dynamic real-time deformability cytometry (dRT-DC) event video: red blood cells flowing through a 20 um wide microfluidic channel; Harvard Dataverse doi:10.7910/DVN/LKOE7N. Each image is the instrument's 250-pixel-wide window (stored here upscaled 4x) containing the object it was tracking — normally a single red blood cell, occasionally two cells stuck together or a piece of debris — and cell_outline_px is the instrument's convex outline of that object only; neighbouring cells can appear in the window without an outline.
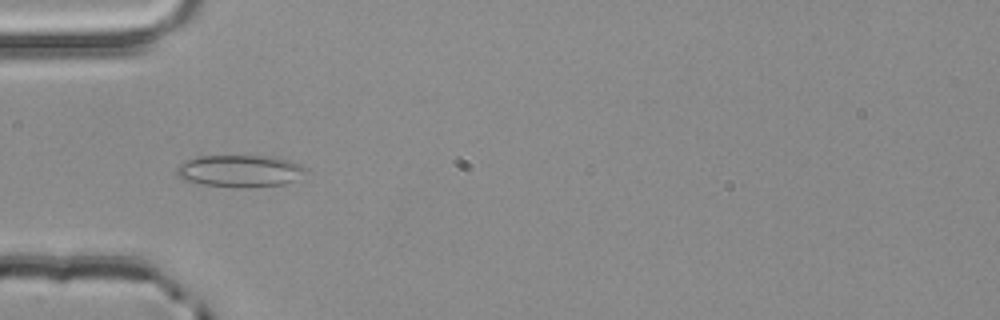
{"species": "common noctule bat (a hibernating species)", "species_latin": "Nyctalus noctula", "temperature_condition": "room temperature", "stored_images_in_passage": 46, "camera_frame_rate_fps": 3000, "um_per_image_px": 0.085, "animal": {"sex": "male", "body_mass_g": 20.4}, "frame": {"image": 1, "passage_image": 9, "time_ms": 2.667, "image_size_px": [1000, 320], "cell_outline_px": [[304, 168], [296, 180], [284, 184], [204, 184], [184, 180], [176, 172], [176, 168], [180, 164], [188, 160], [200, 156], [276, 156], [288, 160]], "centroid_in_image_um": [20.34, 14.47], "position_along_channel_um": 64.7, "area_um2": 22.48}}
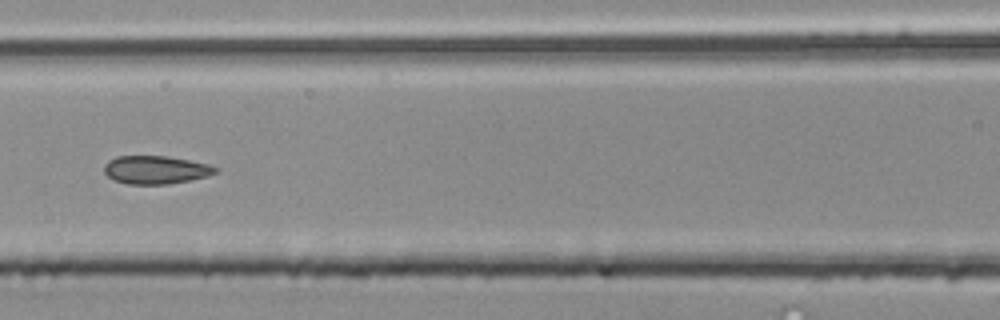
{"frame": {"image": 2, "passage_image": 16, "time_ms": 5.0, "image_size_px": [1000, 320], "cell_outline_px": [[220, 168], [216, 172], [208, 176], [168, 184], [128, 184], [112, 180], [104, 172], [104, 164], [108, 160], [116, 156], [164, 156], [188, 160], [208, 164]], "centroid_in_image_um": [13.2, 14.43], "position_along_channel_um": 153.4, "area_um2": 18.26}}
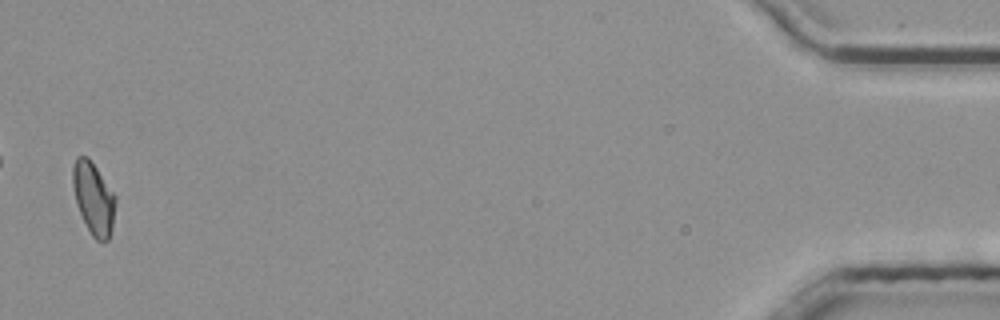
{"frame": {"image": 3, "passage_image": 45, "time_ms": 14.667, "image_size_px": [1000, 320], "cell_outline_px": [[116, 200], [112, 228], [108, 240], [96, 240], [92, 236], [76, 204], [72, 184], [72, 164], [76, 156], [88, 156], [116, 196]], "centroid_in_image_um": [7.93, 16.82], "position_along_channel_um": 427.3, "area_um2": 17.92}, "authors_computed_cell_mechanics": {"area_um2": 18.207, "velocity_mm_per_s": 3.8354, "shape_relaxation_time_tau1_ms": null, "shape_relaxation_time_tau2_ms": 1.2448, "deformation_change_tau1": null, "deformation_change_tau2": 0.0787}}